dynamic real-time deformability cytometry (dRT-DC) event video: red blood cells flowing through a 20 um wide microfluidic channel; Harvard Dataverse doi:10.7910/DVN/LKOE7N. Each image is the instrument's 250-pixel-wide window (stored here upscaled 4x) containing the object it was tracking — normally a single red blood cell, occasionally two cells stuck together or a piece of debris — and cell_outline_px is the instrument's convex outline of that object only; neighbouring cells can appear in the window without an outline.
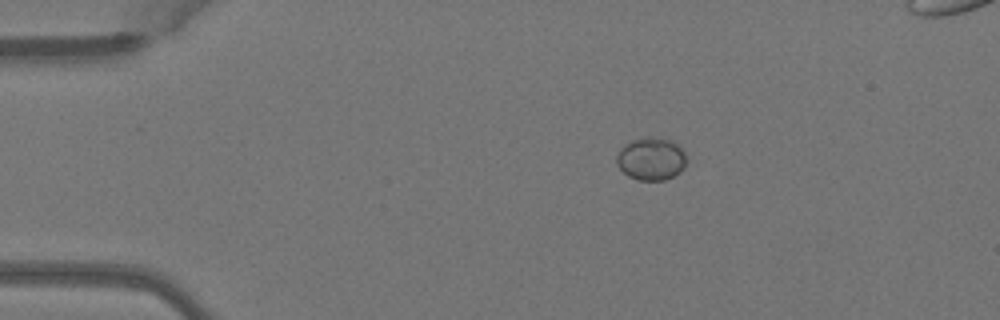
{"species": "Egyptian fruit bat (a non-hibernating species)", "species_latin": "Rousettus aegyptiacus", "temperature_condition": "warm", "stored_images_in_passage": 44, "segment_of_instrument_passage": [1, 2], "camera_frame_rate_fps": 3000, "um_per_image_px": 0.085, "animal": {"sex": "female"}, "frame": {"image": 1, "passage_image": 2, "time_ms": 0.333, "image_size_px": [1000, 320], "cell_outline_px": [[684, 168], [680, 172], [664, 180], [636, 180], [628, 176], [616, 164], [616, 156], [620, 148], [624, 144], [632, 140], [648, 136], [672, 140], [684, 152]], "centroid_in_image_um": [55.3, 13.5], "position_along_channel_um": 29.7, "area_um2": 17.34}}
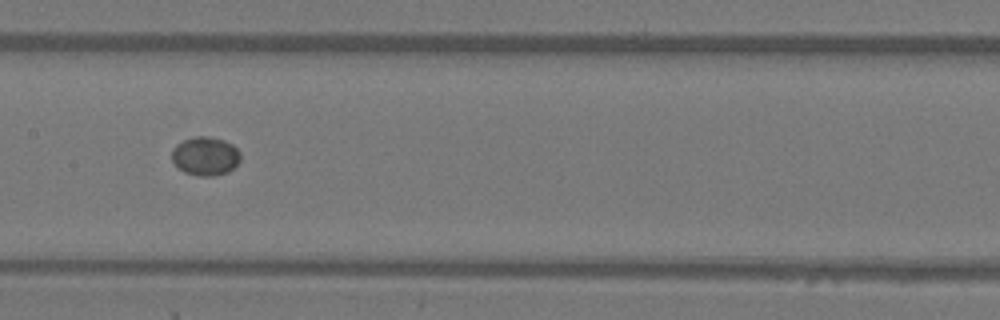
{"frame": {"image": 2, "passage_image": 18, "time_ms": 5.667, "image_size_px": [1000, 320], "cell_outline_px": [[240, 160], [228, 172], [212, 176], [200, 176], [184, 172], [176, 168], [172, 160], [172, 148], [176, 144], [192, 136], [208, 136], [224, 140], [232, 144], [240, 152]], "centroid_in_image_um": [17.42, 13.26], "position_along_channel_um": 190.0, "area_um2": 15.61}}
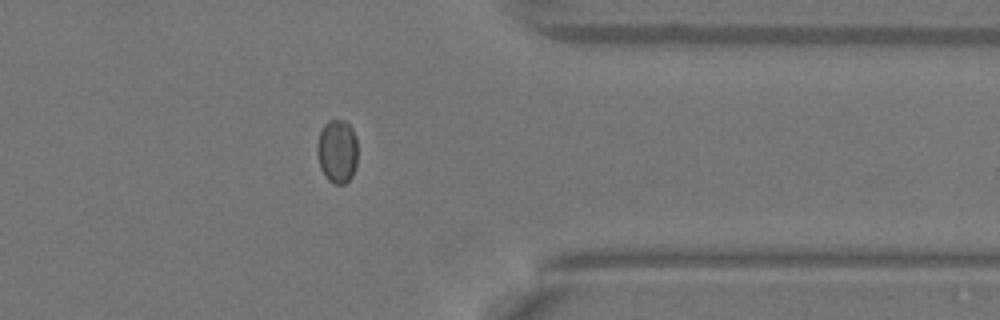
{"frame": {"image": 3, "passage_image": 33, "time_ms": 10.667, "image_size_px": [1000, 320], "cell_outline_px": [[356, 168], [352, 176], [344, 184], [336, 184], [328, 180], [320, 168], [316, 152], [316, 148], [320, 132], [324, 124], [328, 120], [344, 120], [352, 128], [356, 136]], "centroid_in_image_um": [28.65, 12.85], "position_along_channel_um": 382.7, "area_um2": 15.09}}